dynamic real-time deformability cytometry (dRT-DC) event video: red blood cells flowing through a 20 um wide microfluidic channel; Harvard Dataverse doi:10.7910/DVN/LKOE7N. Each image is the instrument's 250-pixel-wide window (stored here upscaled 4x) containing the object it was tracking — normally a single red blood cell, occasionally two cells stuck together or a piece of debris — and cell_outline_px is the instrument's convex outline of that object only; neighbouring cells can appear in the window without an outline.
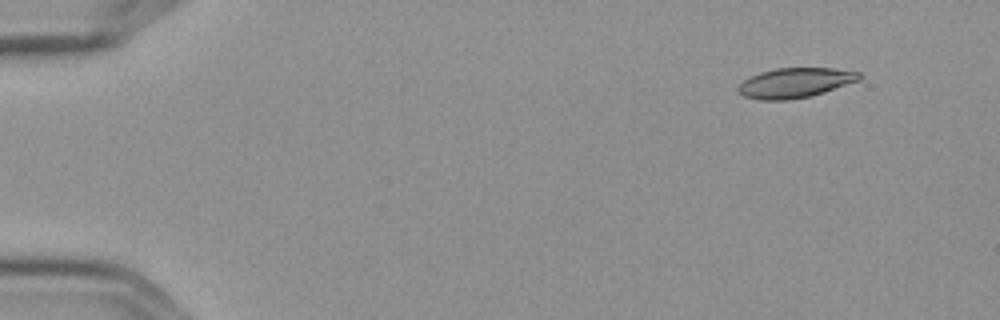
{"species": "Egyptian fruit bat (a non-hibernating species)", "species_latin": "Rousettus aegyptiacus", "temperature_condition": "cold", "stored_images_in_passage": 6, "camera_frame_rate_fps": 3000, "um_per_image_px": 0.085, "frame": {"image": 1, "passage_image": 2, "time_ms": 0.333, "image_size_px": [1000, 320], "cell_outline_px": [[860, 80], [824, 92], [808, 96], [788, 100], [760, 100], [744, 96], [736, 88], [744, 80], [760, 72], [776, 68], [832, 68], [860, 72]], "centroid_in_image_um": [67.58, 7.03], "position_along_channel_um": 17.4, "area_um2": 20.87}}
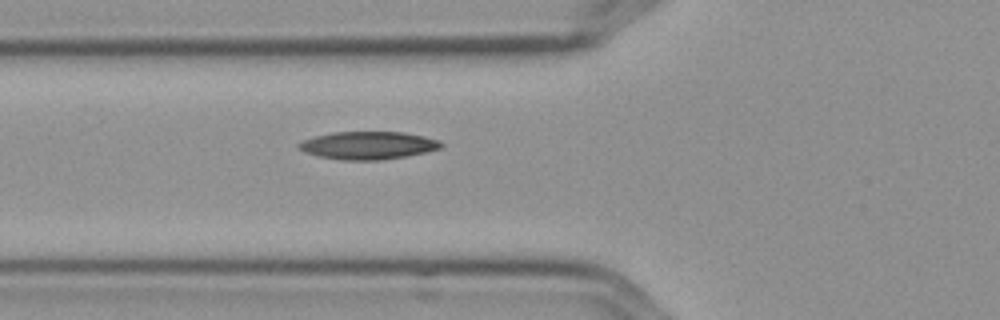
{"frame": {"image": 2, "passage_image": 6, "time_ms": 1.667, "image_size_px": [1000, 320], "cell_outline_px": [[444, 144], [440, 148], [408, 156], [380, 160], [340, 160], [316, 156], [304, 152], [296, 148], [296, 144], [300, 140], [332, 132], [404, 132], [424, 136], [440, 140]], "centroid_in_image_um": [31.23, 12.36], "position_along_channel_um": 94.6, "area_um2": 23.35}}